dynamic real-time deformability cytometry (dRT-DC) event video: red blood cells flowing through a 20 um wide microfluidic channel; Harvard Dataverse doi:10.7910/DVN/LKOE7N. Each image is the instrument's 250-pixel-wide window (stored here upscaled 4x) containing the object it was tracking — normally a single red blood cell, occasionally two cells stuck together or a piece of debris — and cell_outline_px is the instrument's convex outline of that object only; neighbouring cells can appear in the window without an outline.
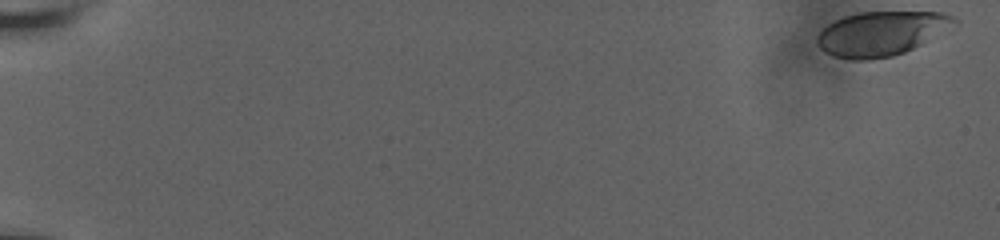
{"species": "human", "species_latin": "Homo sapiens", "temperature_condition": "room temperature", "stored_images_in_passage": 32, "camera_frame_rate_fps": 3000, "um_per_image_px": 0.085, "donor": {"sex": "male"}, "frame": {"image": 1, "passage_image": 1, "time_ms": 0.0, "image_size_px": [1000, 240], "cell_outline_px": [[960, 24], [904, 52], [892, 56], [872, 60], [848, 60], [832, 56], [824, 52], [816, 44], [816, 36], [828, 24], [844, 16], [860, 12], [940, 12], [956, 16], [960, 20]], "centroid_in_image_um": [74.93, 2.85], "position_along_channel_um": 10.1, "area_um2": 35.84}}
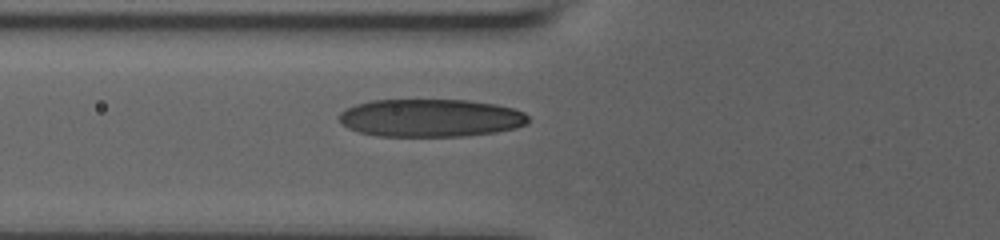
{"frame": {"image": 2, "passage_image": 27, "time_ms": 8.0, "image_size_px": [1000, 240], "cell_outline_px": [[528, 124], [516, 128], [496, 132], [464, 136], [376, 136], [360, 132], [348, 128], [340, 124], [340, 112], [344, 108], [356, 104], [372, 100], [468, 100], [496, 104], [512, 108], [524, 112], [528, 116]], "centroid_in_image_um": [36.59, 10.02], "position_along_channel_um": 89.2, "area_um2": 41.96}}
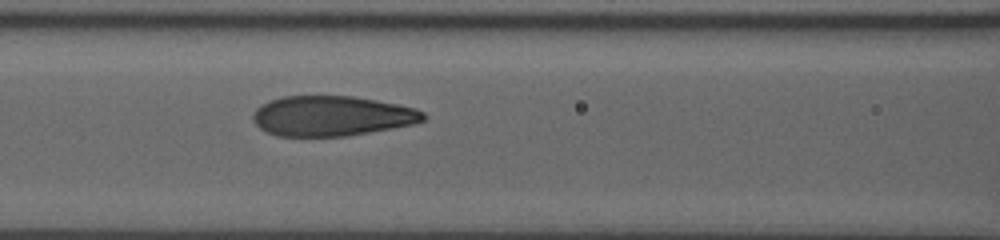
{"frame": {"image": 3, "passage_image": 31, "time_ms": 9.333, "image_size_px": [1000, 240], "cell_outline_px": [[428, 116], [424, 120], [412, 124], [392, 128], [348, 136], [276, 136], [260, 128], [252, 120], [252, 112], [256, 108], [268, 100], [284, 96], [352, 96], [376, 100], [416, 108], [424, 112]], "centroid_in_image_um": [28.18, 9.85], "position_along_channel_um": 138.4, "area_um2": 39.94}}